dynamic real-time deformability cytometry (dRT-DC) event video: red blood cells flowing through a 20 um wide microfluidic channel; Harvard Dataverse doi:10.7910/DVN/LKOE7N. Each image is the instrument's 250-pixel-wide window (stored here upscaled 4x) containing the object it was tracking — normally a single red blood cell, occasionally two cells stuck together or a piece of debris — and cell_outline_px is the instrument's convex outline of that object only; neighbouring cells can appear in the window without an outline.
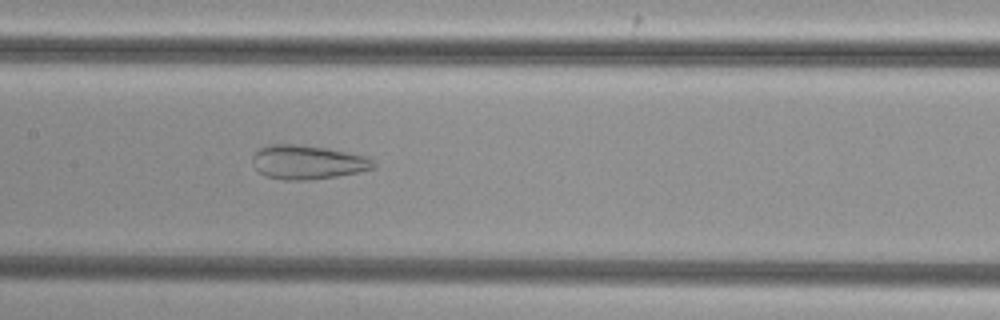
{"species": "common noctule bat (a hibernating species)", "species_latin": "Nyctalus noctula", "temperature_condition": "cold", "stored_images_in_passage": 37, "camera_frame_rate_fps": 3000, "um_per_image_px": 0.085, "animal": {"sex": "female", "body_mass_g": 29.2, "forearm_length_mm": 56.3}, "frame": {"image": 1, "passage_image": 11, "time_ms": 3.333, "image_size_px": [1000, 320], "cell_outline_px": [[376, 168], [336, 176], [308, 180], [284, 180], [264, 176], [252, 164], [252, 156], [260, 148], [268, 144], [296, 144], [328, 148], [364, 156], [372, 160], [376, 164]], "centroid_in_image_um": [26.11, 13.78], "position_along_channel_um": 181.3, "area_um2": 23.93}}